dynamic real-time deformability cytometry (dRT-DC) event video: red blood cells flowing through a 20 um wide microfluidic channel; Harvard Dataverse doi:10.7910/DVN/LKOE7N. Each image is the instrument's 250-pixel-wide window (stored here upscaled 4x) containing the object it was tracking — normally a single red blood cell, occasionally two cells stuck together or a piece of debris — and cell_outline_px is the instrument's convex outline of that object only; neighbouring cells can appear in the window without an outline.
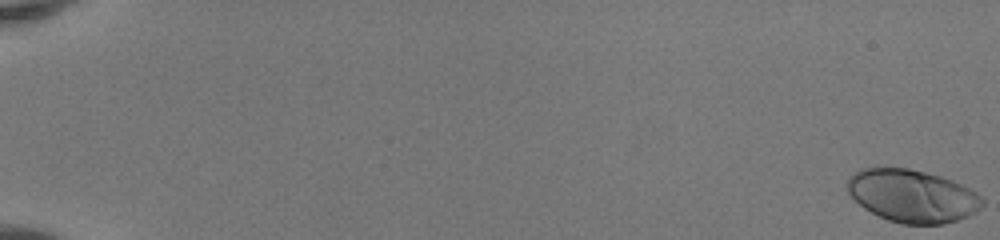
{"species": "human", "species_latin": "Homo sapiens", "temperature_condition": "room temperature", "stored_images_in_passage": 52, "camera_frame_rate_fps": 3000, "um_per_image_px": 0.085, "donor": {"sex": "female"}, "frame": {"image": 1, "passage_image": 1, "time_ms": 0.0, "image_size_px": [1000, 240], "cell_outline_px": [[984, 204], [976, 212], [968, 216], [944, 224], [900, 224], [888, 220], [864, 208], [848, 192], [848, 176], [860, 168], [876, 164], [908, 168], [940, 176], [952, 180], [976, 192], [984, 200]], "centroid_in_image_um": [77.51, 16.61], "position_along_channel_um": 7.5, "area_um2": 41.96}}
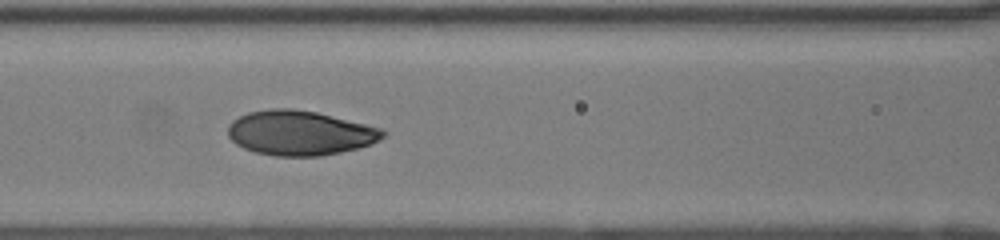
{"frame": {"image": 2, "passage_image": 26, "time_ms": 8.333, "image_size_px": [1000, 240], "cell_outline_px": [[388, 132], [380, 140], [372, 144], [340, 152], [320, 156], [276, 156], [256, 152], [244, 148], [236, 144], [228, 136], [228, 124], [232, 120], [248, 112], [272, 108], [292, 108], [316, 112], [384, 128]], "centroid_in_image_um": [25.51, 11.29], "position_along_channel_um": 141.1, "area_um2": 40.52}}
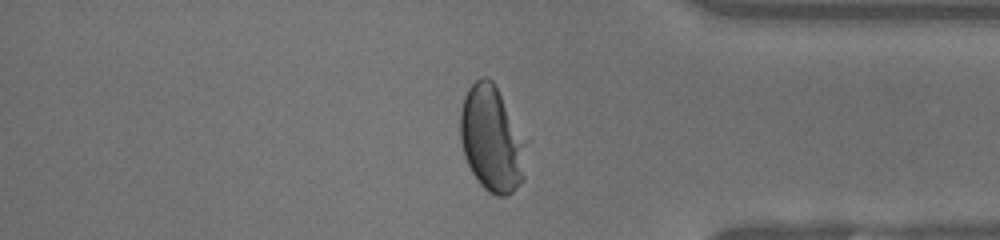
{"frame": {"image": 3, "passage_image": 45, "time_ms": 14.667, "image_size_px": [1000, 240], "cell_outline_px": [[524, 180], [512, 192], [504, 196], [496, 196], [488, 192], [476, 180], [464, 156], [460, 140], [460, 112], [464, 96], [468, 88], [480, 76], [484, 76], [492, 80], [500, 96], [520, 144], [524, 176]], "centroid_in_image_um": [41.66, 11.86], "position_along_channel_um": 393.5, "area_um2": 38.32}, "authors_computed_cell_mechanics": {"area_um2": 39.8242, "velocity_mm_per_s": 4.1643, "shape_relaxation_time_tau1_ms": 4.3876, "shape_relaxation_time_tau2_ms": null, "deformation_change_tau1": 0.2131, "deformation_change_tau2": null}}